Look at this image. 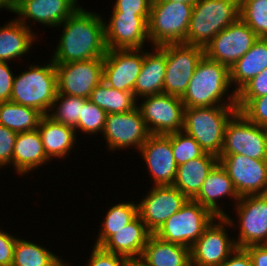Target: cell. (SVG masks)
I'll use <instances>...</instances> for the list:
<instances>
[{
  "mask_svg": "<svg viewBox=\"0 0 267 266\" xmlns=\"http://www.w3.org/2000/svg\"><path fill=\"white\" fill-rule=\"evenodd\" d=\"M62 24L64 30L52 57L54 64L104 58L108 51L105 22L99 15L78 6Z\"/></svg>",
  "mask_w": 267,
  "mask_h": 266,
  "instance_id": "1",
  "label": "cell"
},
{
  "mask_svg": "<svg viewBox=\"0 0 267 266\" xmlns=\"http://www.w3.org/2000/svg\"><path fill=\"white\" fill-rule=\"evenodd\" d=\"M219 106L184 108L183 133L192 136L206 153L220 156L227 122L237 111L236 93Z\"/></svg>",
  "mask_w": 267,
  "mask_h": 266,
  "instance_id": "2",
  "label": "cell"
},
{
  "mask_svg": "<svg viewBox=\"0 0 267 266\" xmlns=\"http://www.w3.org/2000/svg\"><path fill=\"white\" fill-rule=\"evenodd\" d=\"M240 18V0H198L193 5L186 43L205 48Z\"/></svg>",
  "mask_w": 267,
  "mask_h": 266,
  "instance_id": "3",
  "label": "cell"
},
{
  "mask_svg": "<svg viewBox=\"0 0 267 266\" xmlns=\"http://www.w3.org/2000/svg\"><path fill=\"white\" fill-rule=\"evenodd\" d=\"M14 78L10 101L48 115L57 94V73L54 62L47 66H30ZM50 108V110H49Z\"/></svg>",
  "mask_w": 267,
  "mask_h": 266,
  "instance_id": "4",
  "label": "cell"
},
{
  "mask_svg": "<svg viewBox=\"0 0 267 266\" xmlns=\"http://www.w3.org/2000/svg\"><path fill=\"white\" fill-rule=\"evenodd\" d=\"M229 86V68L204 54L181 100L185 108L219 106Z\"/></svg>",
  "mask_w": 267,
  "mask_h": 266,
  "instance_id": "5",
  "label": "cell"
},
{
  "mask_svg": "<svg viewBox=\"0 0 267 266\" xmlns=\"http://www.w3.org/2000/svg\"><path fill=\"white\" fill-rule=\"evenodd\" d=\"M194 4L152 1L148 38L155 46L186 43Z\"/></svg>",
  "mask_w": 267,
  "mask_h": 266,
  "instance_id": "6",
  "label": "cell"
},
{
  "mask_svg": "<svg viewBox=\"0 0 267 266\" xmlns=\"http://www.w3.org/2000/svg\"><path fill=\"white\" fill-rule=\"evenodd\" d=\"M214 219H217V216L210 210L189 199L179 211L167 219L154 235L164 241L191 249Z\"/></svg>",
  "mask_w": 267,
  "mask_h": 266,
  "instance_id": "7",
  "label": "cell"
},
{
  "mask_svg": "<svg viewBox=\"0 0 267 266\" xmlns=\"http://www.w3.org/2000/svg\"><path fill=\"white\" fill-rule=\"evenodd\" d=\"M244 155L267 160V129L253 124L240 111L227 122L220 155Z\"/></svg>",
  "mask_w": 267,
  "mask_h": 266,
  "instance_id": "8",
  "label": "cell"
},
{
  "mask_svg": "<svg viewBox=\"0 0 267 266\" xmlns=\"http://www.w3.org/2000/svg\"><path fill=\"white\" fill-rule=\"evenodd\" d=\"M204 56V48L187 43L166 44V73L163 93L182 97Z\"/></svg>",
  "mask_w": 267,
  "mask_h": 266,
  "instance_id": "9",
  "label": "cell"
},
{
  "mask_svg": "<svg viewBox=\"0 0 267 266\" xmlns=\"http://www.w3.org/2000/svg\"><path fill=\"white\" fill-rule=\"evenodd\" d=\"M184 108L181 97L160 93L146 96L139 110L151 134L168 135L183 129Z\"/></svg>",
  "mask_w": 267,
  "mask_h": 266,
  "instance_id": "10",
  "label": "cell"
},
{
  "mask_svg": "<svg viewBox=\"0 0 267 266\" xmlns=\"http://www.w3.org/2000/svg\"><path fill=\"white\" fill-rule=\"evenodd\" d=\"M259 37L240 18L220 31L204 48V54L230 67L244 56Z\"/></svg>",
  "mask_w": 267,
  "mask_h": 266,
  "instance_id": "11",
  "label": "cell"
},
{
  "mask_svg": "<svg viewBox=\"0 0 267 266\" xmlns=\"http://www.w3.org/2000/svg\"><path fill=\"white\" fill-rule=\"evenodd\" d=\"M57 93L88 99L103 80V58L55 64Z\"/></svg>",
  "mask_w": 267,
  "mask_h": 266,
  "instance_id": "12",
  "label": "cell"
},
{
  "mask_svg": "<svg viewBox=\"0 0 267 266\" xmlns=\"http://www.w3.org/2000/svg\"><path fill=\"white\" fill-rule=\"evenodd\" d=\"M218 158L240 197L267 194V160L239 154L220 155Z\"/></svg>",
  "mask_w": 267,
  "mask_h": 266,
  "instance_id": "13",
  "label": "cell"
},
{
  "mask_svg": "<svg viewBox=\"0 0 267 266\" xmlns=\"http://www.w3.org/2000/svg\"><path fill=\"white\" fill-rule=\"evenodd\" d=\"M219 220L204 230L202 236L191 247V266H218L223 263L237 248L235 241L228 238L225 225L233 224L228 217H217Z\"/></svg>",
  "mask_w": 267,
  "mask_h": 266,
  "instance_id": "14",
  "label": "cell"
},
{
  "mask_svg": "<svg viewBox=\"0 0 267 266\" xmlns=\"http://www.w3.org/2000/svg\"><path fill=\"white\" fill-rule=\"evenodd\" d=\"M235 203L240 218L236 247L267 244V194L241 196Z\"/></svg>",
  "mask_w": 267,
  "mask_h": 266,
  "instance_id": "15",
  "label": "cell"
},
{
  "mask_svg": "<svg viewBox=\"0 0 267 266\" xmlns=\"http://www.w3.org/2000/svg\"><path fill=\"white\" fill-rule=\"evenodd\" d=\"M189 199L173 185L155 186L138 204V215L154 234Z\"/></svg>",
  "mask_w": 267,
  "mask_h": 266,
  "instance_id": "16",
  "label": "cell"
},
{
  "mask_svg": "<svg viewBox=\"0 0 267 266\" xmlns=\"http://www.w3.org/2000/svg\"><path fill=\"white\" fill-rule=\"evenodd\" d=\"M103 134L112 150L132 145L140 150L151 135L139 107L126 113L107 114Z\"/></svg>",
  "mask_w": 267,
  "mask_h": 266,
  "instance_id": "17",
  "label": "cell"
},
{
  "mask_svg": "<svg viewBox=\"0 0 267 266\" xmlns=\"http://www.w3.org/2000/svg\"><path fill=\"white\" fill-rule=\"evenodd\" d=\"M142 49H111L103 58V80L117 90L133 92L140 74L144 54Z\"/></svg>",
  "mask_w": 267,
  "mask_h": 266,
  "instance_id": "18",
  "label": "cell"
},
{
  "mask_svg": "<svg viewBox=\"0 0 267 266\" xmlns=\"http://www.w3.org/2000/svg\"><path fill=\"white\" fill-rule=\"evenodd\" d=\"M112 14L108 26L105 24L107 49H142L146 39L149 40L148 23L140 15Z\"/></svg>",
  "mask_w": 267,
  "mask_h": 266,
  "instance_id": "19",
  "label": "cell"
},
{
  "mask_svg": "<svg viewBox=\"0 0 267 266\" xmlns=\"http://www.w3.org/2000/svg\"><path fill=\"white\" fill-rule=\"evenodd\" d=\"M140 152L150 170L155 186L173 185L177 165L171 145V134H151L141 146Z\"/></svg>",
  "mask_w": 267,
  "mask_h": 266,
  "instance_id": "20",
  "label": "cell"
},
{
  "mask_svg": "<svg viewBox=\"0 0 267 266\" xmlns=\"http://www.w3.org/2000/svg\"><path fill=\"white\" fill-rule=\"evenodd\" d=\"M77 0H16L10 11L20 15L19 22L32 19L41 24L57 27L78 7Z\"/></svg>",
  "mask_w": 267,
  "mask_h": 266,
  "instance_id": "21",
  "label": "cell"
},
{
  "mask_svg": "<svg viewBox=\"0 0 267 266\" xmlns=\"http://www.w3.org/2000/svg\"><path fill=\"white\" fill-rule=\"evenodd\" d=\"M151 234L138 215L124 228L111 235L101 247L125 258L141 257Z\"/></svg>",
  "mask_w": 267,
  "mask_h": 266,
  "instance_id": "22",
  "label": "cell"
},
{
  "mask_svg": "<svg viewBox=\"0 0 267 266\" xmlns=\"http://www.w3.org/2000/svg\"><path fill=\"white\" fill-rule=\"evenodd\" d=\"M155 49V54L144 53L143 65L133 90L135 98L163 93L166 73V44L156 46Z\"/></svg>",
  "mask_w": 267,
  "mask_h": 266,
  "instance_id": "23",
  "label": "cell"
},
{
  "mask_svg": "<svg viewBox=\"0 0 267 266\" xmlns=\"http://www.w3.org/2000/svg\"><path fill=\"white\" fill-rule=\"evenodd\" d=\"M230 195L234 200L240 199L234 184L226 170L218 163L208 174L203 182L199 193L192 199L206 207L217 217H226L227 214L218 207L216 200L218 197ZM217 198V199H216ZM220 208V209H219Z\"/></svg>",
  "mask_w": 267,
  "mask_h": 266,
  "instance_id": "24",
  "label": "cell"
},
{
  "mask_svg": "<svg viewBox=\"0 0 267 266\" xmlns=\"http://www.w3.org/2000/svg\"><path fill=\"white\" fill-rule=\"evenodd\" d=\"M218 163L219 158L216 155L205 152L201 157L177 166L173 186L192 200L199 193L208 174Z\"/></svg>",
  "mask_w": 267,
  "mask_h": 266,
  "instance_id": "25",
  "label": "cell"
},
{
  "mask_svg": "<svg viewBox=\"0 0 267 266\" xmlns=\"http://www.w3.org/2000/svg\"><path fill=\"white\" fill-rule=\"evenodd\" d=\"M50 160L44 150V146L37 129L17 133L12 163L17 169V173H28L31 169L44 164Z\"/></svg>",
  "mask_w": 267,
  "mask_h": 266,
  "instance_id": "26",
  "label": "cell"
},
{
  "mask_svg": "<svg viewBox=\"0 0 267 266\" xmlns=\"http://www.w3.org/2000/svg\"><path fill=\"white\" fill-rule=\"evenodd\" d=\"M149 266H191V249L151 234L141 256Z\"/></svg>",
  "mask_w": 267,
  "mask_h": 266,
  "instance_id": "27",
  "label": "cell"
},
{
  "mask_svg": "<svg viewBox=\"0 0 267 266\" xmlns=\"http://www.w3.org/2000/svg\"><path fill=\"white\" fill-rule=\"evenodd\" d=\"M267 68V38H258L250 50L229 69L230 83L236 82L237 93L247 82Z\"/></svg>",
  "mask_w": 267,
  "mask_h": 266,
  "instance_id": "28",
  "label": "cell"
},
{
  "mask_svg": "<svg viewBox=\"0 0 267 266\" xmlns=\"http://www.w3.org/2000/svg\"><path fill=\"white\" fill-rule=\"evenodd\" d=\"M37 130L49 159L66 156L76 141L73 127L55 122L47 115L41 118Z\"/></svg>",
  "mask_w": 267,
  "mask_h": 266,
  "instance_id": "29",
  "label": "cell"
},
{
  "mask_svg": "<svg viewBox=\"0 0 267 266\" xmlns=\"http://www.w3.org/2000/svg\"><path fill=\"white\" fill-rule=\"evenodd\" d=\"M35 34L30 31L27 24L18 20L0 28V61L7 62L10 59L26 54L31 48ZM33 39V40H32Z\"/></svg>",
  "mask_w": 267,
  "mask_h": 266,
  "instance_id": "30",
  "label": "cell"
},
{
  "mask_svg": "<svg viewBox=\"0 0 267 266\" xmlns=\"http://www.w3.org/2000/svg\"><path fill=\"white\" fill-rule=\"evenodd\" d=\"M107 114L126 113L136 108L133 92L117 90L101 81L88 98Z\"/></svg>",
  "mask_w": 267,
  "mask_h": 266,
  "instance_id": "31",
  "label": "cell"
},
{
  "mask_svg": "<svg viewBox=\"0 0 267 266\" xmlns=\"http://www.w3.org/2000/svg\"><path fill=\"white\" fill-rule=\"evenodd\" d=\"M44 115L31 107L9 102H0V125L16 133L38 128Z\"/></svg>",
  "mask_w": 267,
  "mask_h": 266,
  "instance_id": "32",
  "label": "cell"
},
{
  "mask_svg": "<svg viewBox=\"0 0 267 266\" xmlns=\"http://www.w3.org/2000/svg\"><path fill=\"white\" fill-rule=\"evenodd\" d=\"M12 266H67L55 254L35 243L17 238Z\"/></svg>",
  "mask_w": 267,
  "mask_h": 266,
  "instance_id": "33",
  "label": "cell"
},
{
  "mask_svg": "<svg viewBox=\"0 0 267 266\" xmlns=\"http://www.w3.org/2000/svg\"><path fill=\"white\" fill-rule=\"evenodd\" d=\"M138 216V204L119 203L108 210L103 228L99 234L96 246H101L111 235L133 221Z\"/></svg>",
  "mask_w": 267,
  "mask_h": 266,
  "instance_id": "34",
  "label": "cell"
},
{
  "mask_svg": "<svg viewBox=\"0 0 267 266\" xmlns=\"http://www.w3.org/2000/svg\"><path fill=\"white\" fill-rule=\"evenodd\" d=\"M59 100H62V102H60L61 104L59 103L58 107L56 108L58 111L55 112L53 111V107L55 108V104L58 103ZM87 100L88 99L82 97L57 93L51 106L52 113H50V115L48 114L47 116H49L55 122L75 128L81 116L83 105Z\"/></svg>",
  "mask_w": 267,
  "mask_h": 266,
  "instance_id": "35",
  "label": "cell"
},
{
  "mask_svg": "<svg viewBox=\"0 0 267 266\" xmlns=\"http://www.w3.org/2000/svg\"><path fill=\"white\" fill-rule=\"evenodd\" d=\"M240 19L259 38H267V0H240Z\"/></svg>",
  "mask_w": 267,
  "mask_h": 266,
  "instance_id": "36",
  "label": "cell"
},
{
  "mask_svg": "<svg viewBox=\"0 0 267 266\" xmlns=\"http://www.w3.org/2000/svg\"><path fill=\"white\" fill-rule=\"evenodd\" d=\"M182 132L183 130L171 133L172 151L177 166L201 157L205 153L192 136Z\"/></svg>",
  "mask_w": 267,
  "mask_h": 266,
  "instance_id": "37",
  "label": "cell"
},
{
  "mask_svg": "<svg viewBox=\"0 0 267 266\" xmlns=\"http://www.w3.org/2000/svg\"><path fill=\"white\" fill-rule=\"evenodd\" d=\"M236 106L253 124L267 128V95L258 98H236Z\"/></svg>",
  "mask_w": 267,
  "mask_h": 266,
  "instance_id": "38",
  "label": "cell"
},
{
  "mask_svg": "<svg viewBox=\"0 0 267 266\" xmlns=\"http://www.w3.org/2000/svg\"><path fill=\"white\" fill-rule=\"evenodd\" d=\"M107 113L99 108L96 104L89 99L84 103L81 116L79 118L77 126L74 128L81 129L85 133L103 132L106 122Z\"/></svg>",
  "mask_w": 267,
  "mask_h": 266,
  "instance_id": "39",
  "label": "cell"
},
{
  "mask_svg": "<svg viewBox=\"0 0 267 266\" xmlns=\"http://www.w3.org/2000/svg\"><path fill=\"white\" fill-rule=\"evenodd\" d=\"M152 0H116L113 13L140 15L147 23Z\"/></svg>",
  "mask_w": 267,
  "mask_h": 266,
  "instance_id": "40",
  "label": "cell"
},
{
  "mask_svg": "<svg viewBox=\"0 0 267 266\" xmlns=\"http://www.w3.org/2000/svg\"><path fill=\"white\" fill-rule=\"evenodd\" d=\"M264 95H267V68L247 82L236 93V98H258Z\"/></svg>",
  "mask_w": 267,
  "mask_h": 266,
  "instance_id": "41",
  "label": "cell"
},
{
  "mask_svg": "<svg viewBox=\"0 0 267 266\" xmlns=\"http://www.w3.org/2000/svg\"><path fill=\"white\" fill-rule=\"evenodd\" d=\"M94 246L88 266H126L127 258Z\"/></svg>",
  "mask_w": 267,
  "mask_h": 266,
  "instance_id": "42",
  "label": "cell"
},
{
  "mask_svg": "<svg viewBox=\"0 0 267 266\" xmlns=\"http://www.w3.org/2000/svg\"><path fill=\"white\" fill-rule=\"evenodd\" d=\"M16 137V132L0 125V167L12 163V154Z\"/></svg>",
  "mask_w": 267,
  "mask_h": 266,
  "instance_id": "43",
  "label": "cell"
},
{
  "mask_svg": "<svg viewBox=\"0 0 267 266\" xmlns=\"http://www.w3.org/2000/svg\"><path fill=\"white\" fill-rule=\"evenodd\" d=\"M16 241L14 236L0 231V266H12Z\"/></svg>",
  "mask_w": 267,
  "mask_h": 266,
  "instance_id": "44",
  "label": "cell"
},
{
  "mask_svg": "<svg viewBox=\"0 0 267 266\" xmlns=\"http://www.w3.org/2000/svg\"><path fill=\"white\" fill-rule=\"evenodd\" d=\"M14 78L7 62L0 61V102L10 101Z\"/></svg>",
  "mask_w": 267,
  "mask_h": 266,
  "instance_id": "45",
  "label": "cell"
},
{
  "mask_svg": "<svg viewBox=\"0 0 267 266\" xmlns=\"http://www.w3.org/2000/svg\"><path fill=\"white\" fill-rule=\"evenodd\" d=\"M223 263L218 266H253L251 257L245 248H236Z\"/></svg>",
  "mask_w": 267,
  "mask_h": 266,
  "instance_id": "46",
  "label": "cell"
},
{
  "mask_svg": "<svg viewBox=\"0 0 267 266\" xmlns=\"http://www.w3.org/2000/svg\"><path fill=\"white\" fill-rule=\"evenodd\" d=\"M245 249L251 257L253 266H267V244L249 245Z\"/></svg>",
  "mask_w": 267,
  "mask_h": 266,
  "instance_id": "47",
  "label": "cell"
},
{
  "mask_svg": "<svg viewBox=\"0 0 267 266\" xmlns=\"http://www.w3.org/2000/svg\"><path fill=\"white\" fill-rule=\"evenodd\" d=\"M126 266H149L142 257L127 258Z\"/></svg>",
  "mask_w": 267,
  "mask_h": 266,
  "instance_id": "48",
  "label": "cell"
},
{
  "mask_svg": "<svg viewBox=\"0 0 267 266\" xmlns=\"http://www.w3.org/2000/svg\"><path fill=\"white\" fill-rule=\"evenodd\" d=\"M16 0H0V8L11 9L15 4Z\"/></svg>",
  "mask_w": 267,
  "mask_h": 266,
  "instance_id": "49",
  "label": "cell"
},
{
  "mask_svg": "<svg viewBox=\"0 0 267 266\" xmlns=\"http://www.w3.org/2000/svg\"><path fill=\"white\" fill-rule=\"evenodd\" d=\"M157 2H182L187 4H195L198 0H152Z\"/></svg>",
  "mask_w": 267,
  "mask_h": 266,
  "instance_id": "50",
  "label": "cell"
}]
</instances>
